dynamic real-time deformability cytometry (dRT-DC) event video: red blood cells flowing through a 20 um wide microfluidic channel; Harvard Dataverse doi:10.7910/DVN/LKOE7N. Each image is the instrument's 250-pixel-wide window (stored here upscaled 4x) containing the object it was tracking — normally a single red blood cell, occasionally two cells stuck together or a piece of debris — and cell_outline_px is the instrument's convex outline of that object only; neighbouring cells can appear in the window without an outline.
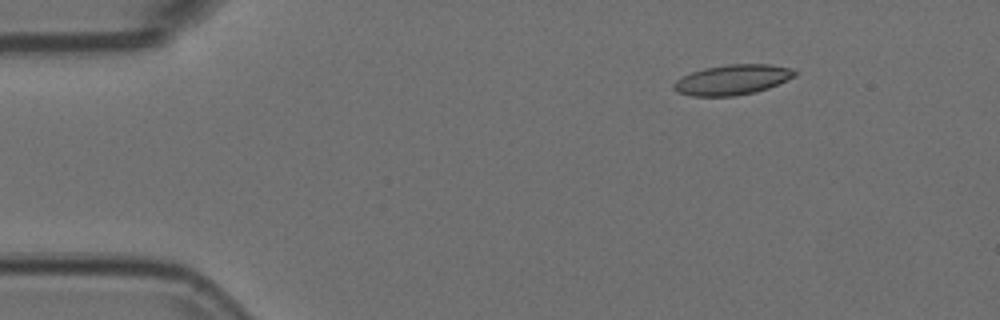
{"species": "Egyptian fruit bat (a non-hibernating species)", "species_latin": "Rousettus aegyptiacus", "temperature_condition": "room temperature", "stored_images_in_passage": 2, "camera_frame_rate_fps": 3000, "um_per_image_px": 0.085, "animal": {"sex": "female"}, "frame": {"image": 1, "passage_image": 2, "time_ms": 0.333, "image_size_px": [1000, 320], "cell_outline_px": [[796, 76], [768, 88], [756, 92], [732, 96], [692, 96], [676, 92], [672, 88], [672, 84], [676, 80], [692, 72], [704, 68], [728, 64], [768, 64], [792, 68], [796, 72]], "centroid_in_image_um": [62.24, 6.78], "position_along_channel_um": 22.8, "area_um2": 21.27}}